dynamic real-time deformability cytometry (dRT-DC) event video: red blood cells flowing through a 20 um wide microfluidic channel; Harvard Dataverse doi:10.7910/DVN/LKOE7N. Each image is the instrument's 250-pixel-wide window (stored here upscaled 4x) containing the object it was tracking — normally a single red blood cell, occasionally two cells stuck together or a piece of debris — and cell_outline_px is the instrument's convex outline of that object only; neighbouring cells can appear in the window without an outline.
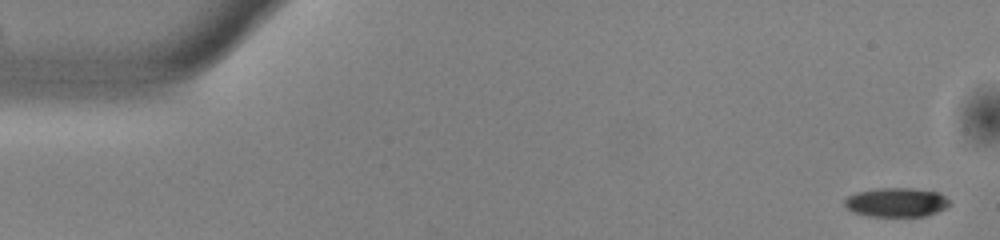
{"species": "common noctule bat (a hibernating species)", "species_latin": "Nyctalus noctula", "temperature_condition": "warm", "stored_images_in_passage": 52, "camera_frame_rate_fps": 3000, "um_per_image_px": 0.085, "animal": {"sex": "male", "body_mass_g": 13.0, "forearm_length_mm": 53.1}, "frame": {"image": 1, "passage_image": 1, "time_ms": 0.0, "image_size_px": [1000, 240], "cell_outline_px": [[948, 204], [944, 208], [936, 212], [924, 216], [868, 216], [852, 212], [844, 204], [844, 200], [848, 196], [856, 192], [880, 188], [912, 188], [940, 192], [948, 200]], "centroid_in_image_um": [76.16, 17.19], "position_along_channel_um": 8.8, "area_um2": 17.69}}
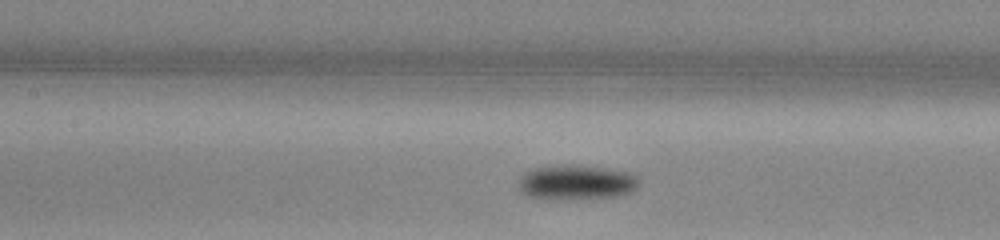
{"frame": {"image": 2, "passage_image": 23, "time_ms": 7.333, "image_size_px": [1000, 240], "cell_outline_px": [[640, 184], [632, 192], [620, 196], [556, 200], [540, 200], [528, 196], [520, 192], [516, 188], [516, 180], [528, 168], [552, 164], [584, 164], [636, 172], [640, 180]], "centroid_in_image_um": [48.94, 15.47], "position_along_channel_um": 158.5, "area_um2": 26.24}}
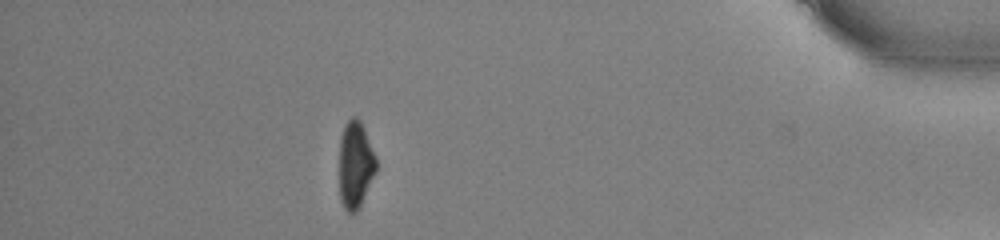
{"frame": {"image": 3, "passage_image": 46, "time_ms": 15.0, "image_size_px": [1000, 240], "cell_outline_px": [[376, 172], [360, 208], [356, 212], [348, 212], [344, 208], [340, 200], [340, 136], [344, 124], [352, 116], [356, 116], [360, 120], [364, 128], [376, 156]], "centroid_in_image_um": [30.21, 14.0], "position_along_channel_um": 405.0, "area_um2": 18.9}, "authors_computed_cell_mechanics": {"area_um2": 20.7502, "velocity_mm_per_s": 3.9055, "shape_relaxation_time_tau1_ms": 2.3108, "shape_relaxation_time_tau2_ms": null, "deformation_change_tau1": 0.1024, "deformation_change_tau2": null}}